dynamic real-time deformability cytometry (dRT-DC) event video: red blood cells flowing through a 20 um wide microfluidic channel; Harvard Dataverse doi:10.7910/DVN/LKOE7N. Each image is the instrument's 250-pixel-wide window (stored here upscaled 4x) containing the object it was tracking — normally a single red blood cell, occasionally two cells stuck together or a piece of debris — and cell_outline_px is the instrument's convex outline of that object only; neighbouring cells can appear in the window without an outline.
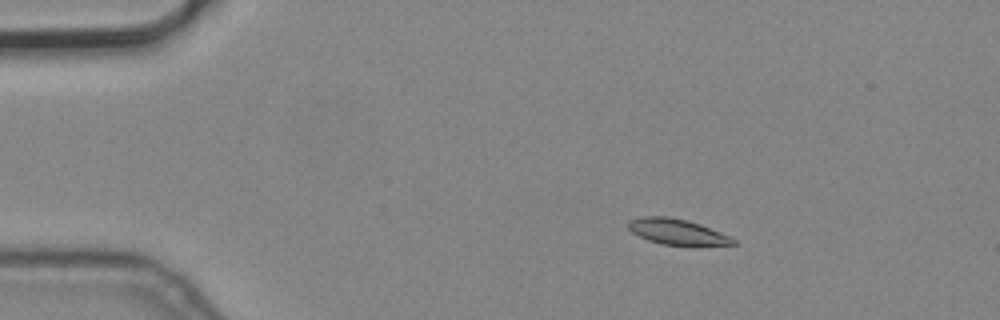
{"species": "common noctule bat (a hibernating species)", "species_latin": "Nyctalus noctula", "temperature_condition": "cold", "stored_images_in_passage": 6, "camera_frame_rate_fps": 3000, "um_per_image_px": 0.085, "animal": {"sex": "male", "body_mass_g": 19.2, "forearm_length_mm": 51.8}, "frame": {"image": 1, "passage_image": 3, "time_ms": 0.667, "image_size_px": [1000, 320], "cell_outline_px": [[736, 244], [692, 248], [664, 244], [648, 240], [632, 232], [628, 228], [628, 220], [644, 216], [668, 216], [688, 220], [700, 224], [720, 232], [736, 240]], "centroid_in_image_um": [57.61, 19.74], "position_along_channel_um": 27.4, "area_um2": 16.24}}
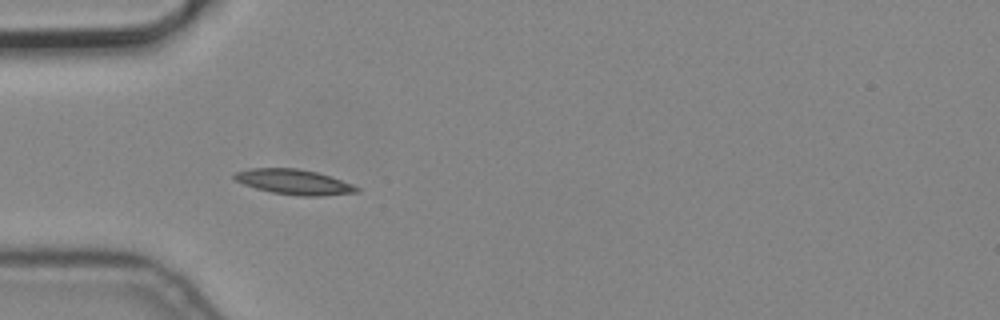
{"frame": {"image": 2, "passage_image": 5, "time_ms": 1.333, "image_size_px": [1000, 320], "cell_outline_px": [[360, 192], [320, 196], [300, 196], [272, 192], [256, 188], [244, 184], [236, 180], [232, 176], [236, 172], [252, 168], [296, 168], [316, 172], [352, 184], [360, 188]], "centroid_in_image_um": [25.0, 15.47], "position_along_channel_um": 60.0, "area_um2": 17.69}}
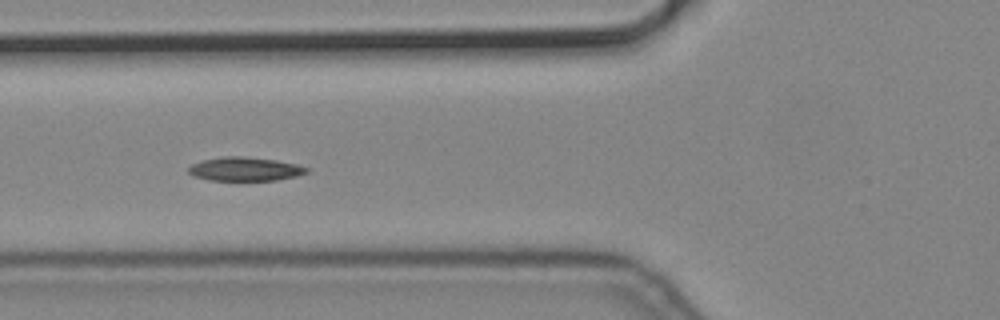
{"frame": {"image": 3, "passage_image": 6, "time_ms": 1.667, "image_size_px": [1000, 320], "cell_outline_px": [[308, 172], [296, 176], [276, 180], [208, 180], [192, 176], [188, 172], [188, 168], [192, 164], [204, 160], [224, 156], [240, 156], [276, 160], [296, 164], [308, 168]], "centroid_in_image_um": [20.8, 14.37], "position_along_channel_um": 105.0, "area_um2": 16.24}}